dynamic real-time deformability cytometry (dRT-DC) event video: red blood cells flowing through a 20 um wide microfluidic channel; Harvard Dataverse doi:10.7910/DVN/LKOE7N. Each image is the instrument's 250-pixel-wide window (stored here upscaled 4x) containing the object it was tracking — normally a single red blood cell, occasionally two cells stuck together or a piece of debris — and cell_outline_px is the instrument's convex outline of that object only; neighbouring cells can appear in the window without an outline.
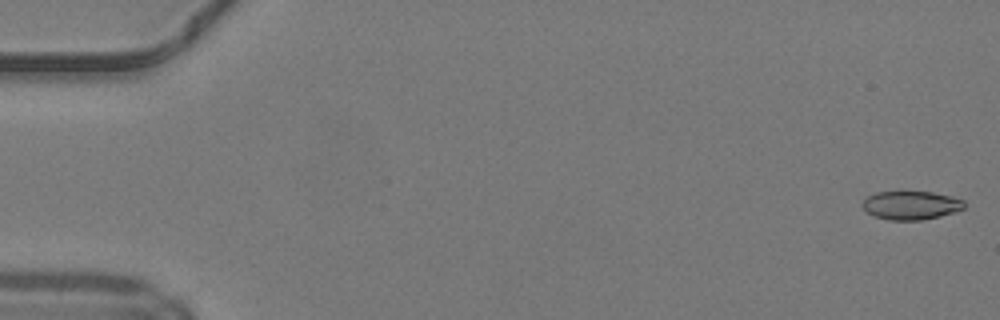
{"species": "common noctule bat (a hibernating species)", "species_latin": "Nyctalus noctula", "temperature_condition": "warm", "stored_images_in_passage": 49, "camera_frame_rate_fps": 3000, "um_per_image_px": 0.085, "animal": {"sex": "male", "body_mass_g": 19.2, "forearm_length_mm": 51.8}, "frame": {"image": 1, "passage_image": 1, "time_ms": 0.0, "image_size_px": [1000, 320], "cell_outline_px": [[964, 208], [956, 212], [924, 220], [888, 220], [872, 216], [860, 204], [868, 196], [876, 192], [932, 192], [952, 196], [964, 200]], "centroid_in_image_um": [77.44, 17.46], "position_along_channel_um": 7.6, "area_um2": 17.05}}
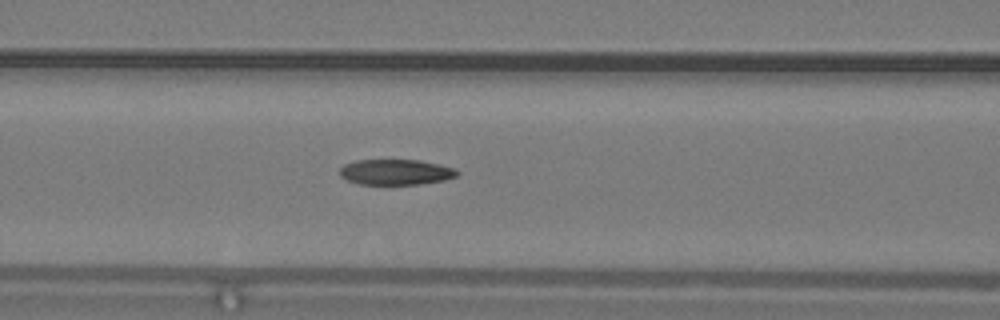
{"frame": {"image": 2, "passage_image": 21, "time_ms": 6.667, "image_size_px": [1000, 320], "cell_outline_px": [[460, 172], [456, 176], [444, 180], [420, 184], [360, 184], [348, 180], [340, 176], [340, 168], [344, 164], [356, 160], [420, 160], [440, 164], [456, 168]], "centroid_in_image_um": [33.67, 14.62], "position_along_channel_um": 132.9, "area_um2": 17.51}}
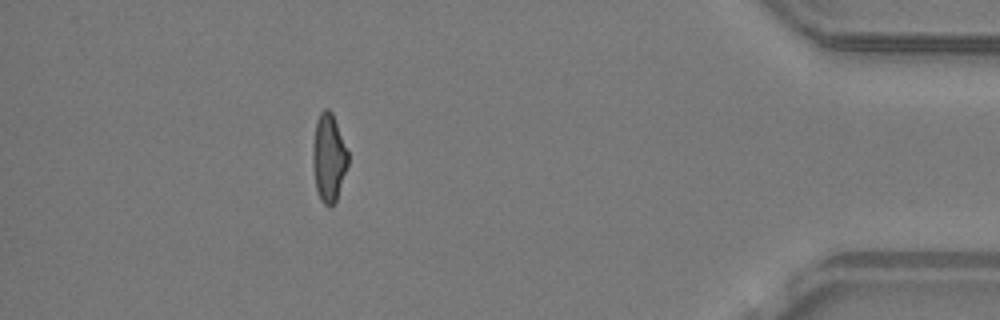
{"frame": {"image": 3, "passage_image": 44, "time_ms": 14.333, "image_size_px": [1000, 320], "cell_outline_px": [[348, 164], [336, 200], [328, 208], [320, 200], [316, 188], [312, 164], [312, 144], [316, 120], [320, 112], [324, 108], [328, 108], [332, 112], [348, 152]], "centroid_in_image_um": [27.92, 13.39], "position_along_channel_um": 407.3, "area_um2": 18.15}, "authors_computed_cell_mechanics": {"area_um2": 18.207, "velocity_mm_per_s": 4.2503, "shape_relaxation_time_tau1_ms": 9.3424, "shape_relaxation_time_tau2_ms": 2.9988, "deformation_change_tau1": 0.2521, "deformation_change_tau2": 0.1061}}